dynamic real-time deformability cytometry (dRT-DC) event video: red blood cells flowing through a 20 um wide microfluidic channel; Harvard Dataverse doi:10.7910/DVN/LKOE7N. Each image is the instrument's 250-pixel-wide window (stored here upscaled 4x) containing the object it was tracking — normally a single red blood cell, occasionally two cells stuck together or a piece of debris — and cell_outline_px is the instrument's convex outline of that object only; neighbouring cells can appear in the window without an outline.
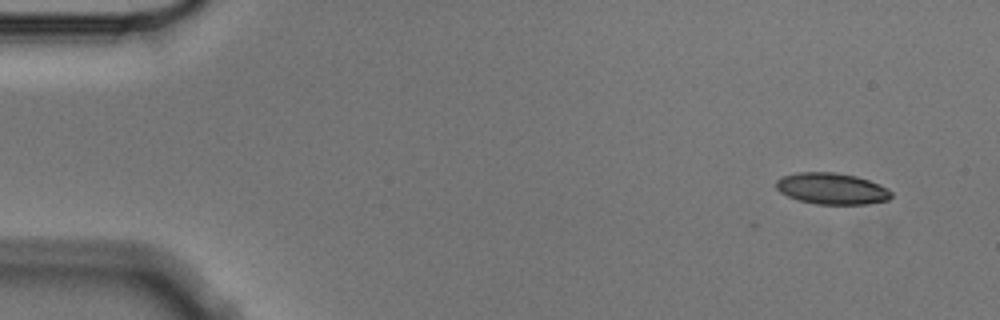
{"species": "Egyptian fruit bat (a non-hibernating species)", "species_latin": "Rousettus aegyptiacus", "temperature_condition": "cold", "stored_images_in_passage": 4, "camera_frame_rate_fps": 3000, "um_per_image_px": 0.085, "animal": {"sex": "male"}, "frame": {"image": 1, "passage_image": 1, "time_ms": 0.0, "image_size_px": [1000, 320], "cell_outline_px": [[892, 196], [888, 200], [868, 204], [816, 204], [800, 200], [788, 196], [780, 192], [776, 188], [776, 180], [784, 176], [800, 172], [832, 172], [856, 176], [880, 184], [888, 188], [892, 192]], "centroid_in_image_um": [70.73, 16.03], "position_along_channel_um": 14.3, "area_um2": 20.98}}
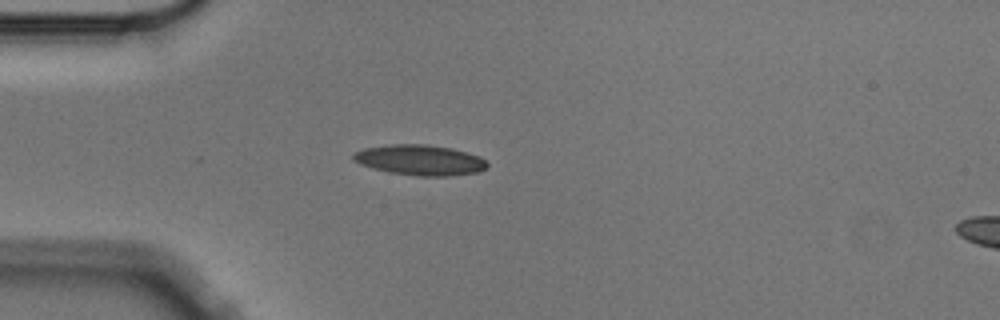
{"frame": {"image": 2, "passage_image": 4, "time_ms": 1.0, "image_size_px": [1000, 320], "cell_outline_px": [[488, 168], [480, 172], [452, 176], [420, 176], [388, 172], [372, 168], [360, 164], [352, 160], [352, 156], [356, 152], [364, 148], [392, 144], [424, 144], [452, 148], [468, 152], [480, 156], [488, 164]], "centroid_in_image_um": [35.73, 13.61], "position_along_channel_um": 49.3, "area_um2": 23.93}}